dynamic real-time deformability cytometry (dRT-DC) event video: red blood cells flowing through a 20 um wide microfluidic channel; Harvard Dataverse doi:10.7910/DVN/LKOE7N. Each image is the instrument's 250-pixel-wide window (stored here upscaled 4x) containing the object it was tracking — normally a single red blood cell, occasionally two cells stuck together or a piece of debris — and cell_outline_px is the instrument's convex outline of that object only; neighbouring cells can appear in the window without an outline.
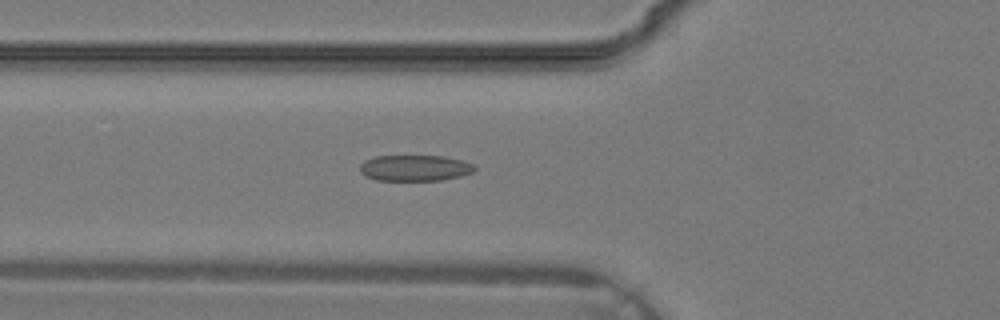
{"species": "common noctule bat (a hibernating species)", "species_latin": "Nyctalus noctula", "temperature_condition": "warm", "stored_images_in_passage": 32, "camera_frame_rate_fps": 3000, "um_per_image_px": 0.085, "animal": {"sex": "male", "body_mass_g": 19.2, "forearm_length_mm": 51.8}, "frame": {"image": 1, "passage_image": 9, "time_ms": 2.667, "image_size_px": [1000, 320], "cell_outline_px": [[476, 168], [472, 172], [460, 176], [440, 180], [376, 180], [364, 176], [360, 172], [360, 164], [364, 160], [376, 156], [444, 156], [460, 160], [472, 164]], "centroid_in_image_um": [35.21, 14.28], "position_along_channel_um": 90.6, "area_um2": 17.28}}
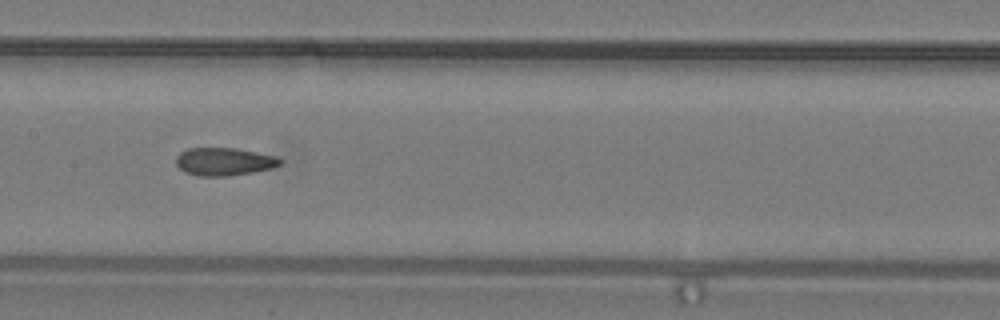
{"frame": {"image": 2, "passage_image": 14, "time_ms": 4.333, "image_size_px": [1000, 320], "cell_outline_px": [[284, 164], [272, 168], [252, 172], [228, 176], [200, 176], [184, 172], [176, 164], [176, 156], [180, 152], [188, 148], [236, 148], [276, 156], [284, 160]], "centroid_in_image_um": [19.08, 13.73], "position_along_channel_um": 188.3, "area_um2": 17.05}}
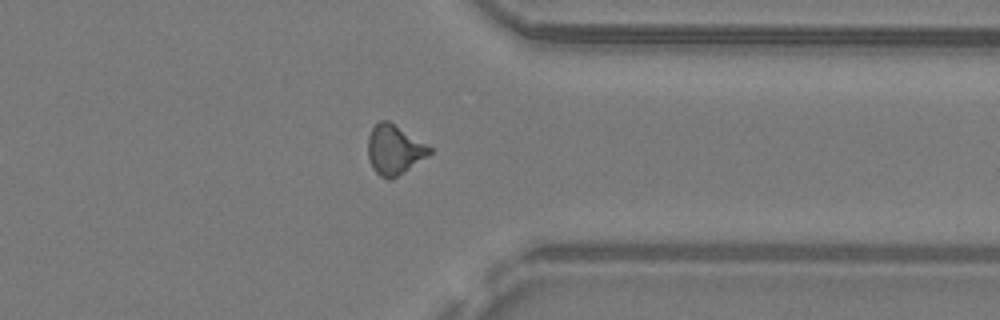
{"frame": {"image": 3, "passage_image": 24, "time_ms": 7.667, "image_size_px": [1000, 320], "cell_outline_px": [[432, 152], [428, 156], [392, 180], [388, 180], [380, 176], [372, 168], [368, 156], [368, 136], [372, 128], [380, 120], [388, 120], [432, 148]], "centroid_in_image_um": [33.5, 12.75], "position_along_channel_um": 377.9, "area_um2": 17.74}}